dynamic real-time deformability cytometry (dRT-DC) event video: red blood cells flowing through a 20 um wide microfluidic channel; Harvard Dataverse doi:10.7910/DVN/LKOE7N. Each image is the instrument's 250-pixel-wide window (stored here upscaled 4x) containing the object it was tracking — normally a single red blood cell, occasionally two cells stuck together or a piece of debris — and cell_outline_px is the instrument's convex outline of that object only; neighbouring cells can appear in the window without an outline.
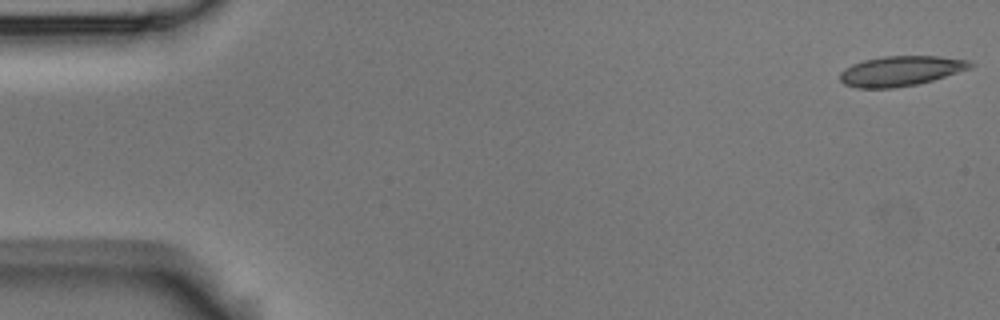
{"species": "Egyptian fruit bat (a non-hibernating species)", "species_latin": "Rousettus aegyptiacus", "temperature_condition": "room temperature", "stored_images_in_passage": 5, "camera_frame_rate_fps": 3000, "um_per_image_px": 0.085, "animal": {"sex": "male"}, "frame": {"image": 1, "passage_image": 1, "time_ms": 0.0, "image_size_px": [1000, 320], "cell_outline_px": [[976, 64], [972, 68], [932, 80], [916, 84], [892, 88], [856, 88], [844, 84], [840, 80], [840, 72], [844, 68], [852, 64], [864, 60], [884, 56], [940, 56], [968, 60]], "centroid_in_image_um": [76.56, 6.03], "position_along_channel_um": 8.4, "area_um2": 22.83}}
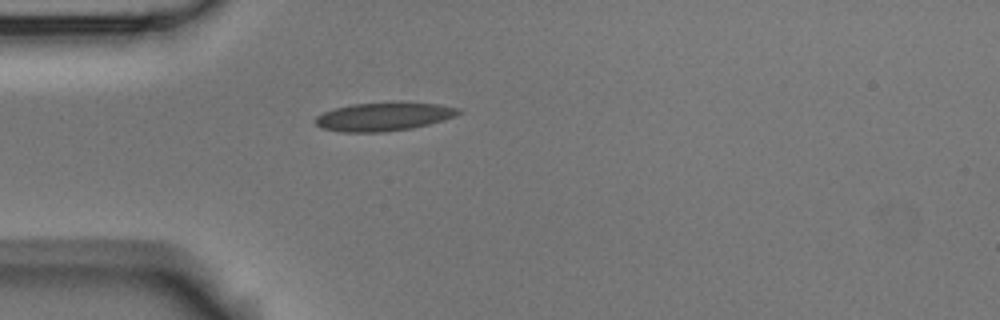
{"frame": {"image": 2, "passage_image": 5, "time_ms": 1.333, "image_size_px": [1000, 320], "cell_outline_px": [[464, 112], [456, 116], [444, 120], [412, 128], [384, 132], [344, 132], [324, 128], [316, 124], [312, 120], [316, 116], [324, 112], [336, 108], [352, 104], [436, 104], [460, 108]], "centroid_in_image_um": [32.62, 9.94], "position_along_channel_um": 52.4, "area_um2": 23.06}}